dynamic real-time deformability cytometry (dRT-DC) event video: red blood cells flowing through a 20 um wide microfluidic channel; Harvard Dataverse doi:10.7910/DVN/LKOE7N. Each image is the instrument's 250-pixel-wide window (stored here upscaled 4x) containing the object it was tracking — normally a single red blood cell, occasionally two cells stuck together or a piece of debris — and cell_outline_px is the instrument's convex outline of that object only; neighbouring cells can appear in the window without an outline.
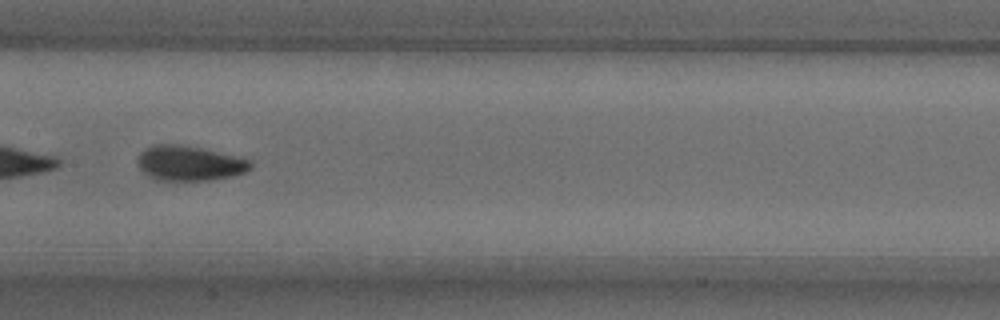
{"species": "common noctule bat (a hibernating species)", "species_latin": "Nyctalus noctula", "temperature_condition": "warm", "stored_images_in_passage": 52, "camera_frame_rate_fps": 3000, "um_per_image_px": 0.085, "animal": {"sex": "male", "body_mass_g": 18.8}, "frame": {"image": 1, "passage_image": 25, "time_ms": 8.0, "image_size_px": [1000, 320], "cell_outline_px": [[252, 168], [244, 172], [232, 176], [212, 180], [156, 180], [148, 176], [136, 164], [136, 160], [140, 152], [144, 148], [152, 144], [172, 144], [200, 148], [236, 156], [252, 160]], "centroid_in_image_um": [16.07, 13.88], "position_along_channel_um": 191.3, "area_um2": 23.06}}
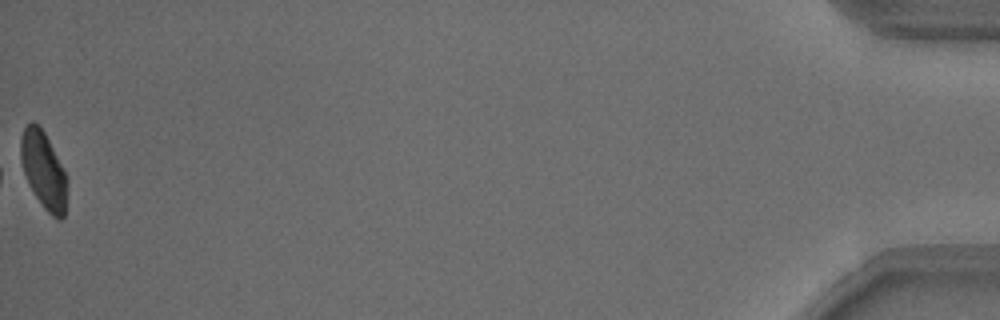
{"frame": {"image": 2, "passage_image": 52, "time_ms": 17.0, "image_size_px": [1000, 320], "cell_outline_px": [[68, 184], [64, 216], [60, 220], [56, 220], [44, 208], [28, 184], [20, 160], [20, 136], [24, 128], [32, 120], [44, 132], [68, 176]], "centroid_in_image_um": [3.72, 14.48], "position_along_channel_um": 431.5, "area_um2": 20.98}, "authors_computed_cell_mechanics": {"area_um2": 22.4264, "velocity_mm_per_s": 3.8308, "shape_relaxation_time_tau1_ms": 2.6166, "shape_relaxation_time_tau2_ms": 1.4456, "deformation_change_tau1": 0.114, "deformation_change_tau2": 0.0628}}